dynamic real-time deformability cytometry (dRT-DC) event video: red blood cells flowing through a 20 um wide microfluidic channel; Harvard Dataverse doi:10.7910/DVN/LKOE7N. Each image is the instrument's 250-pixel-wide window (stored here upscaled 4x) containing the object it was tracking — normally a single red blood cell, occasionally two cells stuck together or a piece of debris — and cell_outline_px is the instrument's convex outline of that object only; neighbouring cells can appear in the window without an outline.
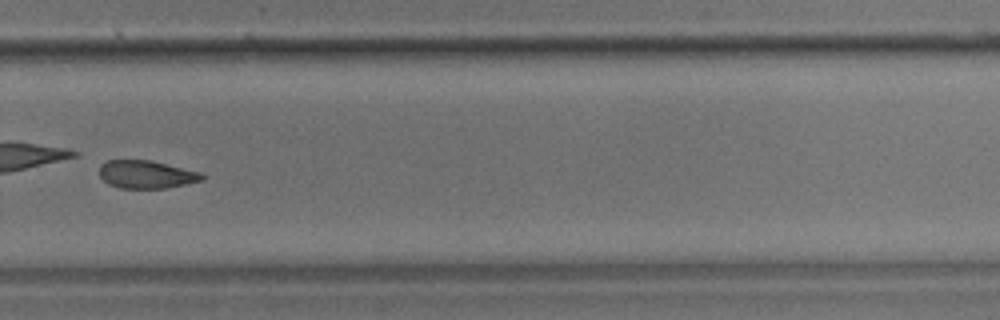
{"species": "common noctule bat (a hibernating species)", "species_latin": "Nyctalus noctula", "temperature_condition": "room temperature", "stored_images_in_passage": 31, "camera_frame_rate_fps": 3000, "um_per_image_px": 0.085, "animal": {"sex": "male", "body_mass_g": 17.9}, "frame": {"image": 1, "passage_image": 22, "time_ms": 7.0, "image_size_px": [1000, 320], "cell_outline_px": [[204, 180], [164, 188], [120, 188], [108, 184], [100, 176], [100, 164], [108, 160], [148, 160], [200, 172], [204, 176]], "centroid_in_image_um": [12.41, 14.83], "position_along_channel_um": 317.4, "area_um2": 16.47}}